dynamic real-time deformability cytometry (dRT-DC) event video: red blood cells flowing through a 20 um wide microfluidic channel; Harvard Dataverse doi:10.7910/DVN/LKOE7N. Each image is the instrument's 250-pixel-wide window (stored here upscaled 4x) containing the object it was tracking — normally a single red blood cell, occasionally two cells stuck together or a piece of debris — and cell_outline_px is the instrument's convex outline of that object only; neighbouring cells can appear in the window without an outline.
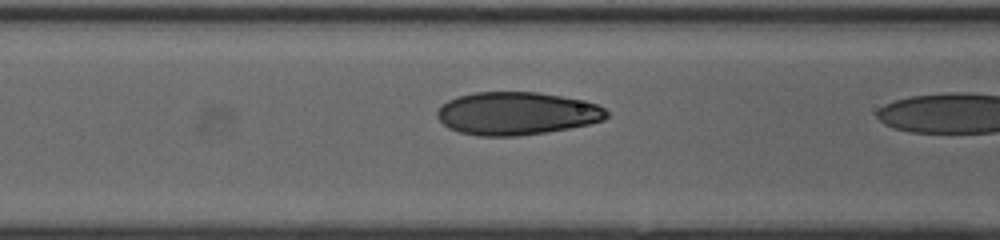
{"species": "human", "species_latin": "Homo sapiens", "temperature_condition": "cold", "stored_images_in_passage": 7, "camera_frame_rate_fps": 3000, "um_per_image_px": 0.085, "donor": {"sex": "female"}, "frame": {"image": 1, "passage_image": 6, "time_ms": 1.667, "image_size_px": [1000, 240], "cell_outline_px": [[608, 116], [604, 120], [588, 124], [568, 128], [544, 132], [516, 136], [480, 136], [460, 132], [448, 128], [436, 116], [436, 112], [448, 100], [456, 96], [476, 92], [536, 92], [584, 100], [596, 104], [604, 108], [608, 112]], "centroid_in_image_um": [43.91, 9.64], "position_along_channel_um": 122.7, "area_um2": 42.19}}